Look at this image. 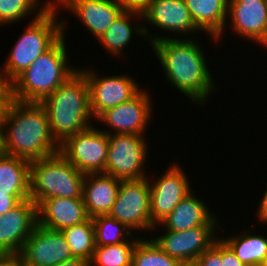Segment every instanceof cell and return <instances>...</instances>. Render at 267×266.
I'll return each instance as SVG.
<instances>
[{
	"instance_id": "4",
	"label": "cell",
	"mask_w": 267,
	"mask_h": 266,
	"mask_svg": "<svg viewBox=\"0 0 267 266\" xmlns=\"http://www.w3.org/2000/svg\"><path fill=\"white\" fill-rule=\"evenodd\" d=\"M41 104L47 111L50 131L58 144L93 126L88 83L79 70Z\"/></svg>"
},
{
	"instance_id": "39",
	"label": "cell",
	"mask_w": 267,
	"mask_h": 266,
	"mask_svg": "<svg viewBox=\"0 0 267 266\" xmlns=\"http://www.w3.org/2000/svg\"><path fill=\"white\" fill-rule=\"evenodd\" d=\"M3 152V135H2V125H0V154Z\"/></svg>"
},
{
	"instance_id": "23",
	"label": "cell",
	"mask_w": 267,
	"mask_h": 266,
	"mask_svg": "<svg viewBox=\"0 0 267 266\" xmlns=\"http://www.w3.org/2000/svg\"><path fill=\"white\" fill-rule=\"evenodd\" d=\"M137 18L142 19V13L134 12V11H124L120 17L112 23V25L107 29V31L103 34L101 38L98 39L99 44L103 45V48L108 54H112L114 56L120 57L122 56V52L129 46L133 36V32L135 36H143L149 40V36H151L148 26L144 24L137 25V20L135 23H132ZM134 19V20H133ZM135 24V25H134ZM134 26V27H133Z\"/></svg>"
},
{
	"instance_id": "21",
	"label": "cell",
	"mask_w": 267,
	"mask_h": 266,
	"mask_svg": "<svg viewBox=\"0 0 267 266\" xmlns=\"http://www.w3.org/2000/svg\"><path fill=\"white\" fill-rule=\"evenodd\" d=\"M207 203L195 196L193 191L184 197L172 212L158 225H155L152 232L160 225L163 229L182 232L190 228L202 225H219L218 215L210 212ZM218 219V220H217ZM154 230V231H153Z\"/></svg>"
},
{
	"instance_id": "35",
	"label": "cell",
	"mask_w": 267,
	"mask_h": 266,
	"mask_svg": "<svg viewBox=\"0 0 267 266\" xmlns=\"http://www.w3.org/2000/svg\"><path fill=\"white\" fill-rule=\"evenodd\" d=\"M222 264L223 266H246L234 252L222 241Z\"/></svg>"
},
{
	"instance_id": "17",
	"label": "cell",
	"mask_w": 267,
	"mask_h": 266,
	"mask_svg": "<svg viewBox=\"0 0 267 266\" xmlns=\"http://www.w3.org/2000/svg\"><path fill=\"white\" fill-rule=\"evenodd\" d=\"M60 10H68L98 40L125 11L116 0H52Z\"/></svg>"
},
{
	"instance_id": "12",
	"label": "cell",
	"mask_w": 267,
	"mask_h": 266,
	"mask_svg": "<svg viewBox=\"0 0 267 266\" xmlns=\"http://www.w3.org/2000/svg\"><path fill=\"white\" fill-rule=\"evenodd\" d=\"M144 89L129 101L107 109L95 119L107 127L104 133L107 135L120 133L146 135L154 106H152L150 91Z\"/></svg>"
},
{
	"instance_id": "13",
	"label": "cell",
	"mask_w": 267,
	"mask_h": 266,
	"mask_svg": "<svg viewBox=\"0 0 267 266\" xmlns=\"http://www.w3.org/2000/svg\"><path fill=\"white\" fill-rule=\"evenodd\" d=\"M150 216L155 226L162 222L179 202L193 190L179 163H172L156 180H150Z\"/></svg>"
},
{
	"instance_id": "30",
	"label": "cell",
	"mask_w": 267,
	"mask_h": 266,
	"mask_svg": "<svg viewBox=\"0 0 267 266\" xmlns=\"http://www.w3.org/2000/svg\"><path fill=\"white\" fill-rule=\"evenodd\" d=\"M150 238H141L137 242L132 254V266H184L160 249L153 237Z\"/></svg>"
},
{
	"instance_id": "20",
	"label": "cell",
	"mask_w": 267,
	"mask_h": 266,
	"mask_svg": "<svg viewBox=\"0 0 267 266\" xmlns=\"http://www.w3.org/2000/svg\"><path fill=\"white\" fill-rule=\"evenodd\" d=\"M121 179L104 173H89L83 182L82 198L89 218L108 215L120 189Z\"/></svg>"
},
{
	"instance_id": "2",
	"label": "cell",
	"mask_w": 267,
	"mask_h": 266,
	"mask_svg": "<svg viewBox=\"0 0 267 266\" xmlns=\"http://www.w3.org/2000/svg\"><path fill=\"white\" fill-rule=\"evenodd\" d=\"M3 152L29 162L59 152L45 107L13 100L2 125Z\"/></svg>"
},
{
	"instance_id": "19",
	"label": "cell",
	"mask_w": 267,
	"mask_h": 266,
	"mask_svg": "<svg viewBox=\"0 0 267 266\" xmlns=\"http://www.w3.org/2000/svg\"><path fill=\"white\" fill-rule=\"evenodd\" d=\"M38 224L62 231L89 219L83 198L54 197L43 200L37 206Z\"/></svg>"
},
{
	"instance_id": "18",
	"label": "cell",
	"mask_w": 267,
	"mask_h": 266,
	"mask_svg": "<svg viewBox=\"0 0 267 266\" xmlns=\"http://www.w3.org/2000/svg\"><path fill=\"white\" fill-rule=\"evenodd\" d=\"M142 22L158 30L189 37L201 32L195 25L184 0H152L142 12ZM192 33V34H191Z\"/></svg>"
},
{
	"instance_id": "37",
	"label": "cell",
	"mask_w": 267,
	"mask_h": 266,
	"mask_svg": "<svg viewBox=\"0 0 267 266\" xmlns=\"http://www.w3.org/2000/svg\"><path fill=\"white\" fill-rule=\"evenodd\" d=\"M1 266H25L16 256L1 255Z\"/></svg>"
},
{
	"instance_id": "31",
	"label": "cell",
	"mask_w": 267,
	"mask_h": 266,
	"mask_svg": "<svg viewBox=\"0 0 267 266\" xmlns=\"http://www.w3.org/2000/svg\"><path fill=\"white\" fill-rule=\"evenodd\" d=\"M192 266H223L222 240L218 237L213 245L194 261Z\"/></svg>"
},
{
	"instance_id": "29",
	"label": "cell",
	"mask_w": 267,
	"mask_h": 266,
	"mask_svg": "<svg viewBox=\"0 0 267 266\" xmlns=\"http://www.w3.org/2000/svg\"><path fill=\"white\" fill-rule=\"evenodd\" d=\"M92 220L96 246L123 243L134 236V233H132L133 231L124 223H121L109 215H99L92 218Z\"/></svg>"
},
{
	"instance_id": "11",
	"label": "cell",
	"mask_w": 267,
	"mask_h": 266,
	"mask_svg": "<svg viewBox=\"0 0 267 266\" xmlns=\"http://www.w3.org/2000/svg\"><path fill=\"white\" fill-rule=\"evenodd\" d=\"M218 230H221L220 225L196 226L182 232L164 229L166 232L163 235H157L152 240L182 265L192 266L194 261L218 239Z\"/></svg>"
},
{
	"instance_id": "26",
	"label": "cell",
	"mask_w": 267,
	"mask_h": 266,
	"mask_svg": "<svg viewBox=\"0 0 267 266\" xmlns=\"http://www.w3.org/2000/svg\"><path fill=\"white\" fill-rule=\"evenodd\" d=\"M75 258L91 260L96 247L92 218L61 231Z\"/></svg>"
},
{
	"instance_id": "27",
	"label": "cell",
	"mask_w": 267,
	"mask_h": 266,
	"mask_svg": "<svg viewBox=\"0 0 267 266\" xmlns=\"http://www.w3.org/2000/svg\"><path fill=\"white\" fill-rule=\"evenodd\" d=\"M141 238L133 236L130 240L105 246H96L90 260L91 266H132V254Z\"/></svg>"
},
{
	"instance_id": "25",
	"label": "cell",
	"mask_w": 267,
	"mask_h": 266,
	"mask_svg": "<svg viewBox=\"0 0 267 266\" xmlns=\"http://www.w3.org/2000/svg\"><path fill=\"white\" fill-rule=\"evenodd\" d=\"M0 191H8V195H30V162L0 154Z\"/></svg>"
},
{
	"instance_id": "22",
	"label": "cell",
	"mask_w": 267,
	"mask_h": 266,
	"mask_svg": "<svg viewBox=\"0 0 267 266\" xmlns=\"http://www.w3.org/2000/svg\"><path fill=\"white\" fill-rule=\"evenodd\" d=\"M196 27L220 43L226 28L228 0H184ZM218 41V42H217Z\"/></svg>"
},
{
	"instance_id": "15",
	"label": "cell",
	"mask_w": 267,
	"mask_h": 266,
	"mask_svg": "<svg viewBox=\"0 0 267 266\" xmlns=\"http://www.w3.org/2000/svg\"><path fill=\"white\" fill-rule=\"evenodd\" d=\"M38 224L37 205L29 198L0 216V255L17 256Z\"/></svg>"
},
{
	"instance_id": "28",
	"label": "cell",
	"mask_w": 267,
	"mask_h": 266,
	"mask_svg": "<svg viewBox=\"0 0 267 266\" xmlns=\"http://www.w3.org/2000/svg\"><path fill=\"white\" fill-rule=\"evenodd\" d=\"M51 5L52 0H43V2L42 0H0V27L23 21L29 15H33L31 13H34V16H40Z\"/></svg>"
},
{
	"instance_id": "3",
	"label": "cell",
	"mask_w": 267,
	"mask_h": 266,
	"mask_svg": "<svg viewBox=\"0 0 267 266\" xmlns=\"http://www.w3.org/2000/svg\"><path fill=\"white\" fill-rule=\"evenodd\" d=\"M65 24L62 18L63 35L12 82L13 100L41 103L78 71L69 64Z\"/></svg>"
},
{
	"instance_id": "34",
	"label": "cell",
	"mask_w": 267,
	"mask_h": 266,
	"mask_svg": "<svg viewBox=\"0 0 267 266\" xmlns=\"http://www.w3.org/2000/svg\"><path fill=\"white\" fill-rule=\"evenodd\" d=\"M125 11L142 13L152 0H116Z\"/></svg>"
},
{
	"instance_id": "9",
	"label": "cell",
	"mask_w": 267,
	"mask_h": 266,
	"mask_svg": "<svg viewBox=\"0 0 267 266\" xmlns=\"http://www.w3.org/2000/svg\"><path fill=\"white\" fill-rule=\"evenodd\" d=\"M149 178L121 180L117 199L109 216L124 223L131 231H152Z\"/></svg>"
},
{
	"instance_id": "10",
	"label": "cell",
	"mask_w": 267,
	"mask_h": 266,
	"mask_svg": "<svg viewBox=\"0 0 267 266\" xmlns=\"http://www.w3.org/2000/svg\"><path fill=\"white\" fill-rule=\"evenodd\" d=\"M78 70L86 77L88 83L90 110L94 120L107 109L129 101L142 90L129 74L102 76L88 67Z\"/></svg>"
},
{
	"instance_id": "7",
	"label": "cell",
	"mask_w": 267,
	"mask_h": 266,
	"mask_svg": "<svg viewBox=\"0 0 267 266\" xmlns=\"http://www.w3.org/2000/svg\"><path fill=\"white\" fill-rule=\"evenodd\" d=\"M138 134L108 135V154L104 174L121 180L147 178L143 169L148 159V141Z\"/></svg>"
},
{
	"instance_id": "1",
	"label": "cell",
	"mask_w": 267,
	"mask_h": 266,
	"mask_svg": "<svg viewBox=\"0 0 267 266\" xmlns=\"http://www.w3.org/2000/svg\"><path fill=\"white\" fill-rule=\"evenodd\" d=\"M175 36L170 38L169 35L154 34L149 37V44L169 84L191 99L190 102L204 105L213 94L212 91L218 90L205 59L204 46L194 37L181 39Z\"/></svg>"
},
{
	"instance_id": "36",
	"label": "cell",
	"mask_w": 267,
	"mask_h": 266,
	"mask_svg": "<svg viewBox=\"0 0 267 266\" xmlns=\"http://www.w3.org/2000/svg\"><path fill=\"white\" fill-rule=\"evenodd\" d=\"M261 200V201H260ZM259 202V206L257 208V219H259L260 223L262 222L263 225L265 223V225L267 224V189L265 190V192L262 195V199L260 198Z\"/></svg>"
},
{
	"instance_id": "24",
	"label": "cell",
	"mask_w": 267,
	"mask_h": 266,
	"mask_svg": "<svg viewBox=\"0 0 267 266\" xmlns=\"http://www.w3.org/2000/svg\"><path fill=\"white\" fill-rule=\"evenodd\" d=\"M243 232L228 236L226 239L220 236L219 238L246 266L267 265V237L263 234H253L251 231Z\"/></svg>"
},
{
	"instance_id": "14",
	"label": "cell",
	"mask_w": 267,
	"mask_h": 266,
	"mask_svg": "<svg viewBox=\"0 0 267 266\" xmlns=\"http://www.w3.org/2000/svg\"><path fill=\"white\" fill-rule=\"evenodd\" d=\"M16 257L25 266H57L73 255L61 231L37 224Z\"/></svg>"
},
{
	"instance_id": "38",
	"label": "cell",
	"mask_w": 267,
	"mask_h": 266,
	"mask_svg": "<svg viewBox=\"0 0 267 266\" xmlns=\"http://www.w3.org/2000/svg\"><path fill=\"white\" fill-rule=\"evenodd\" d=\"M57 266H91V265H90V260L73 257L69 260L60 263Z\"/></svg>"
},
{
	"instance_id": "33",
	"label": "cell",
	"mask_w": 267,
	"mask_h": 266,
	"mask_svg": "<svg viewBox=\"0 0 267 266\" xmlns=\"http://www.w3.org/2000/svg\"><path fill=\"white\" fill-rule=\"evenodd\" d=\"M29 198L30 195H8V191H0V216Z\"/></svg>"
},
{
	"instance_id": "8",
	"label": "cell",
	"mask_w": 267,
	"mask_h": 266,
	"mask_svg": "<svg viewBox=\"0 0 267 266\" xmlns=\"http://www.w3.org/2000/svg\"><path fill=\"white\" fill-rule=\"evenodd\" d=\"M59 152L84 174L104 173L108 154V135L94 125L67 137Z\"/></svg>"
},
{
	"instance_id": "32",
	"label": "cell",
	"mask_w": 267,
	"mask_h": 266,
	"mask_svg": "<svg viewBox=\"0 0 267 266\" xmlns=\"http://www.w3.org/2000/svg\"><path fill=\"white\" fill-rule=\"evenodd\" d=\"M13 101L12 83L0 70V125L6 118L7 111Z\"/></svg>"
},
{
	"instance_id": "5",
	"label": "cell",
	"mask_w": 267,
	"mask_h": 266,
	"mask_svg": "<svg viewBox=\"0 0 267 266\" xmlns=\"http://www.w3.org/2000/svg\"><path fill=\"white\" fill-rule=\"evenodd\" d=\"M60 12L52 4L40 16H32L20 37L13 43L6 61L0 67L11 83L63 35L62 18L58 17Z\"/></svg>"
},
{
	"instance_id": "16",
	"label": "cell",
	"mask_w": 267,
	"mask_h": 266,
	"mask_svg": "<svg viewBox=\"0 0 267 266\" xmlns=\"http://www.w3.org/2000/svg\"><path fill=\"white\" fill-rule=\"evenodd\" d=\"M227 22L236 35L267 50V0H228Z\"/></svg>"
},
{
	"instance_id": "6",
	"label": "cell",
	"mask_w": 267,
	"mask_h": 266,
	"mask_svg": "<svg viewBox=\"0 0 267 266\" xmlns=\"http://www.w3.org/2000/svg\"><path fill=\"white\" fill-rule=\"evenodd\" d=\"M84 173L60 153L30 162V199L38 206L43 200L82 198Z\"/></svg>"
}]
</instances>
